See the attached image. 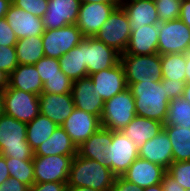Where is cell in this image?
Here are the masks:
<instances>
[{"label":"cell","instance_id":"obj_31","mask_svg":"<svg viewBox=\"0 0 190 191\" xmlns=\"http://www.w3.org/2000/svg\"><path fill=\"white\" fill-rule=\"evenodd\" d=\"M61 71L72 81L88 76L80 43L59 58Z\"/></svg>","mask_w":190,"mask_h":191},{"label":"cell","instance_id":"obj_29","mask_svg":"<svg viewBox=\"0 0 190 191\" xmlns=\"http://www.w3.org/2000/svg\"><path fill=\"white\" fill-rule=\"evenodd\" d=\"M14 47L18 64L34 65L45 56L41 36L19 39Z\"/></svg>","mask_w":190,"mask_h":191},{"label":"cell","instance_id":"obj_23","mask_svg":"<svg viewBox=\"0 0 190 191\" xmlns=\"http://www.w3.org/2000/svg\"><path fill=\"white\" fill-rule=\"evenodd\" d=\"M158 24L145 25L131 32L127 49L120 55H150L158 53Z\"/></svg>","mask_w":190,"mask_h":191},{"label":"cell","instance_id":"obj_36","mask_svg":"<svg viewBox=\"0 0 190 191\" xmlns=\"http://www.w3.org/2000/svg\"><path fill=\"white\" fill-rule=\"evenodd\" d=\"M159 22L175 20L180 17L181 0H154Z\"/></svg>","mask_w":190,"mask_h":191},{"label":"cell","instance_id":"obj_7","mask_svg":"<svg viewBox=\"0 0 190 191\" xmlns=\"http://www.w3.org/2000/svg\"><path fill=\"white\" fill-rule=\"evenodd\" d=\"M158 54L190 52V28L180 19L158 24Z\"/></svg>","mask_w":190,"mask_h":191},{"label":"cell","instance_id":"obj_46","mask_svg":"<svg viewBox=\"0 0 190 191\" xmlns=\"http://www.w3.org/2000/svg\"><path fill=\"white\" fill-rule=\"evenodd\" d=\"M161 186L163 191H185L177 181L166 171L162 177Z\"/></svg>","mask_w":190,"mask_h":191},{"label":"cell","instance_id":"obj_54","mask_svg":"<svg viewBox=\"0 0 190 191\" xmlns=\"http://www.w3.org/2000/svg\"><path fill=\"white\" fill-rule=\"evenodd\" d=\"M142 191H163V188L161 186V183H158L156 185H152L147 188H144L142 189Z\"/></svg>","mask_w":190,"mask_h":191},{"label":"cell","instance_id":"obj_22","mask_svg":"<svg viewBox=\"0 0 190 191\" xmlns=\"http://www.w3.org/2000/svg\"><path fill=\"white\" fill-rule=\"evenodd\" d=\"M119 5L128 17L131 32L145 25L160 23L154 0L120 1Z\"/></svg>","mask_w":190,"mask_h":191},{"label":"cell","instance_id":"obj_8","mask_svg":"<svg viewBox=\"0 0 190 191\" xmlns=\"http://www.w3.org/2000/svg\"><path fill=\"white\" fill-rule=\"evenodd\" d=\"M80 49H83L88 76L112 68L120 62V53L96 37H84Z\"/></svg>","mask_w":190,"mask_h":191},{"label":"cell","instance_id":"obj_53","mask_svg":"<svg viewBox=\"0 0 190 191\" xmlns=\"http://www.w3.org/2000/svg\"><path fill=\"white\" fill-rule=\"evenodd\" d=\"M182 97L190 103V83H185Z\"/></svg>","mask_w":190,"mask_h":191},{"label":"cell","instance_id":"obj_56","mask_svg":"<svg viewBox=\"0 0 190 191\" xmlns=\"http://www.w3.org/2000/svg\"><path fill=\"white\" fill-rule=\"evenodd\" d=\"M4 113V90L0 89V116Z\"/></svg>","mask_w":190,"mask_h":191},{"label":"cell","instance_id":"obj_37","mask_svg":"<svg viewBox=\"0 0 190 191\" xmlns=\"http://www.w3.org/2000/svg\"><path fill=\"white\" fill-rule=\"evenodd\" d=\"M184 189H190V160L173 162L166 170Z\"/></svg>","mask_w":190,"mask_h":191},{"label":"cell","instance_id":"obj_43","mask_svg":"<svg viewBox=\"0 0 190 191\" xmlns=\"http://www.w3.org/2000/svg\"><path fill=\"white\" fill-rule=\"evenodd\" d=\"M67 183H34L28 191H67Z\"/></svg>","mask_w":190,"mask_h":191},{"label":"cell","instance_id":"obj_55","mask_svg":"<svg viewBox=\"0 0 190 191\" xmlns=\"http://www.w3.org/2000/svg\"><path fill=\"white\" fill-rule=\"evenodd\" d=\"M67 191H98L87 187H67Z\"/></svg>","mask_w":190,"mask_h":191},{"label":"cell","instance_id":"obj_48","mask_svg":"<svg viewBox=\"0 0 190 191\" xmlns=\"http://www.w3.org/2000/svg\"><path fill=\"white\" fill-rule=\"evenodd\" d=\"M9 178L10 175L6 164V157L0 154V185Z\"/></svg>","mask_w":190,"mask_h":191},{"label":"cell","instance_id":"obj_51","mask_svg":"<svg viewBox=\"0 0 190 191\" xmlns=\"http://www.w3.org/2000/svg\"><path fill=\"white\" fill-rule=\"evenodd\" d=\"M80 3H105V4H119L120 0H80Z\"/></svg>","mask_w":190,"mask_h":191},{"label":"cell","instance_id":"obj_17","mask_svg":"<svg viewBox=\"0 0 190 191\" xmlns=\"http://www.w3.org/2000/svg\"><path fill=\"white\" fill-rule=\"evenodd\" d=\"M5 20L19 39L42 36L45 32L43 19L27 13L23 9L10 5Z\"/></svg>","mask_w":190,"mask_h":191},{"label":"cell","instance_id":"obj_20","mask_svg":"<svg viewBox=\"0 0 190 191\" xmlns=\"http://www.w3.org/2000/svg\"><path fill=\"white\" fill-rule=\"evenodd\" d=\"M139 158L158 164L166 170L174 162L172 145L164 129L138 149Z\"/></svg>","mask_w":190,"mask_h":191},{"label":"cell","instance_id":"obj_45","mask_svg":"<svg viewBox=\"0 0 190 191\" xmlns=\"http://www.w3.org/2000/svg\"><path fill=\"white\" fill-rule=\"evenodd\" d=\"M29 186L10 177L0 185V191H28Z\"/></svg>","mask_w":190,"mask_h":191},{"label":"cell","instance_id":"obj_38","mask_svg":"<svg viewBox=\"0 0 190 191\" xmlns=\"http://www.w3.org/2000/svg\"><path fill=\"white\" fill-rule=\"evenodd\" d=\"M73 81L67 76H54L43 84V92L64 94L71 93Z\"/></svg>","mask_w":190,"mask_h":191},{"label":"cell","instance_id":"obj_2","mask_svg":"<svg viewBox=\"0 0 190 191\" xmlns=\"http://www.w3.org/2000/svg\"><path fill=\"white\" fill-rule=\"evenodd\" d=\"M116 175L98 161L76 154L69 172L68 187H87L98 191H109Z\"/></svg>","mask_w":190,"mask_h":191},{"label":"cell","instance_id":"obj_5","mask_svg":"<svg viewBox=\"0 0 190 191\" xmlns=\"http://www.w3.org/2000/svg\"><path fill=\"white\" fill-rule=\"evenodd\" d=\"M120 62L125 70L126 83L131 84L153 80L161 82V55H120Z\"/></svg>","mask_w":190,"mask_h":191},{"label":"cell","instance_id":"obj_6","mask_svg":"<svg viewBox=\"0 0 190 191\" xmlns=\"http://www.w3.org/2000/svg\"><path fill=\"white\" fill-rule=\"evenodd\" d=\"M130 35V22L123 8L118 5L94 37L122 54L127 49Z\"/></svg>","mask_w":190,"mask_h":191},{"label":"cell","instance_id":"obj_3","mask_svg":"<svg viewBox=\"0 0 190 191\" xmlns=\"http://www.w3.org/2000/svg\"><path fill=\"white\" fill-rule=\"evenodd\" d=\"M27 123L3 113L0 116V154L4 157L32 160L34 151L26 140Z\"/></svg>","mask_w":190,"mask_h":191},{"label":"cell","instance_id":"obj_19","mask_svg":"<svg viewBox=\"0 0 190 191\" xmlns=\"http://www.w3.org/2000/svg\"><path fill=\"white\" fill-rule=\"evenodd\" d=\"M93 88L92 79L90 76H86L73 81L71 94L76 108L100 118L104 108V101Z\"/></svg>","mask_w":190,"mask_h":191},{"label":"cell","instance_id":"obj_47","mask_svg":"<svg viewBox=\"0 0 190 191\" xmlns=\"http://www.w3.org/2000/svg\"><path fill=\"white\" fill-rule=\"evenodd\" d=\"M179 18L190 28V0L181 1V11Z\"/></svg>","mask_w":190,"mask_h":191},{"label":"cell","instance_id":"obj_40","mask_svg":"<svg viewBox=\"0 0 190 191\" xmlns=\"http://www.w3.org/2000/svg\"><path fill=\"white\" fill-rule=\"evenodd\" d=\"M15 47L0 46V69L8 75L18 66Z\"/></svg>","mask_w":190,"mask_h":191},{"label":"cell","instance_id":"obj_10","mask_svg":"<svg viewBox=\"0 0 190 191\" xmlns=\"http://www.w3.org/2000/svg\"><path fill=\"white\" fill-rule=\"evenodd\" d=\"M106 151V167L116 176H122L139 157L134 142L121 131H112V141Z\"/></svg>","mask_w":190,"mask_h":191},{"label":"cell","instance_id":"obj_1","mask_svg":"<svg viewBox=\"0 0 190 191\" xmlns=\"http://www.w3.org/2000/svg\"><path fill=\"white\" fill-rule=\"evenodd\" d=\"M128 88L134 96L137 116L165 122L170 100L161 82L146 80Z\"/></svg>","mask_w":190,"mask_h":191},{"label":"cell","instance_id":"obj_9","mask_svg":"<svg viewBox=\"0 0 190 191\" xmlns=\"http://www.w3.org/2000/svg\"><path fill=\"white\" fill-rule=\"evenodd\" d=\"M74 156H33L35 183H67Z\"/></svg>","mask_w":190,"mask_h":191},{"label":"cell","instance_id":"obj_13","mask_svg":"<svg viewBox=\"0 0 190 191\" xmlns=\"http://www.w3.org/2000/svg\"><path fill=\"white\" fill-rule=\"evenodd\" d=\"M61 127L70 136L72 142L78 148L102 126L98 116L75 107L71 115L64 121Z\"/></svg>","mask_w":190,"mask_h":191},{"label":"cell","instance_id":"obj_25","mask_svg":"<svg viewBox=\"0 0 190 191\" xmlns=\"http://www.w3.org/2000/svg\"><path fill=\"white\" fill-rule=\"evenodd\" d=\"M163 127L164 123L158 120L139 117L136 115L121 132L131 139L139 149L147 140L158 135Z\"/></svg>","mask_w":190,"mask_h":191},{"label":"cell","instance_id":"obj_21","mask_svg":"<svg viewBox=\"0 0 190 191\" xmlns=\"http://www.w3.org/2000/svg\"><path fill=\"white\" fill-rule=\"evenodd\" d=\"M166 169L142 158H136L128 170L122 175L140 189L161 183Z\"/></svg>","mask_w":190,"mask_h":191},{"label":"cell","instance_id":"obj_32","mask_svg":"<svg viewBox=\"0 0 190 191\" xmlns=\"http://www.w3.org/2000/svg\"><path fill=\"white\" fill-rule=\"evenodd\" d=\"M187 53L161 55L162 79L186 81Z\"/></svg>","mask_w":190,"mask_h":191},{"label":"cell","instance_id":"obj_52","mask_svg":"<svg viewBox=\"0 0 190 191\" xmlns=\"http://www.w3.org/2000/svg\"><path fill=\"white\" fill-rule=\"evenodd\" d=\"M186 83H190V52L187 53L186 59Z\"/></svg>","mask_w":190,"mask_h":191},{"label":"cell","instance_id":"obj_12","mask_svg":"<svg viewBox=\"0 0 190 191\" xmlns=\"http://www.w3.org/2000/svg\"><path fill=\"white\" fill-rule=\"evenodd\" d=\"M44 54L47 57L59 59L76 47L84 38L76 24L45 30L41 36Z\"/></svg>","mask_w":190,"mask_h":191},{"label":"cell","instance_id":"obj_18","mask_svg":"<svg viewBox=\"0 0 190 191\" xmlns=\"http://www.w3.org/2000/svg\"><path fill=\"white\" fill-rule=\"evenodd\" d=\"M75 108L71 93L54 94L42 92L39 95L40 114L61 126Z\"/></svg>","mask_w":190,"mask_h":191},{"label":"cell","instance_id":"obj_26","mask_svg":"<svg viewBox=\"0 0 190 191\" xmlns=\"http://www.w3.org/2000/svg\"><path fill=\"white\" fill-rule=\"evenodd\" d=\"M111 141L112 131L101 127L77 148V154L106 166V150Z\"/></svg>","mask_w":190,"mask_h":191},{"label":"cell","instance_id":"obj_15","mask_svg":"<svg viewBox=\"0 0 190 191\" xmlns=\"http://www.w3.org/2000/svg\"><path fill=\"white\" fill-rule=\"evenodd\" d=\"M80 0H48V8L42 17L45 30L76 24Z\"/></svg>","mask_w":190,"mask_h":191},{"label":"cell","instance_id":"obj_11","mask_svg":"<svg viewBox=\"0 0 190 191\" xmlns=\"http://www.w3.org/2000/svg\"><path fill=\"white\" fill-rule=\"evenodd\" d=\"M4 113L29 123L40 114L39 95L7 87L4 90Z\"/></svg>","mask_w":190,"mask_h":191},{"label":"cell","instance_id":"obj_44","mask_svg":"<svg viewBox=\"0 0 190 191\" xmlns=\"http://www.w3.org/2000/svg\"><path fill=\"white\" fill-rule=\"evenodd\" d=\"M109 191H142V189L123 176H117Z\"/></svg>","mask_w":190,"mask_h":191},{"label":"cell","instance_id":"obj_49","mask_svg":"<svg viewBox=\"0 0 190 191\" xmlns=\"http://www.w3.org/2000/svg\"><path fill=\"white\" fill-rule=\"evenodd\" d=\"M11 4V0H0V19L5 17Z\"/></svg>","mask_w":190,"mask_h":191},{"label":"cell","instance_id":"obj_4","mask_svg":"<svg viewBox=\"0 0 190 191\" xmlns=\"http://www.w3.org/2000/svg\"><path fill=\"white\" fill-rule=\"evenodd\" d=\"M135 116L134 96L127 88L104 102L101 126L111 131H122Z\"/></svg>","mask_w":190,"mask_h":191},{"label":"cell","instance_id":"obj_39","mask_svg":"<svg viewBox=\"0 0 190 191\" xmlns=\"http://www.w3.org/2000/svg\"><path fill=\"white\" fill-rule=\"evenodd\" d=\"M12 5L37 17H43L48 8V0H11Z\"/></svg>","mask_w":190,"mask_h":191},{"label":"cell","instance_id":"obj_42","mask_svg":"<svg viewBox=\"0 0 190 191\" xmlns=\"http://www.w3.org/2000/svg\"><path fill=\"white\" fill-rule=\"evenodd\" d=\"M161 83L165 86L169 100L182 97L186 81H172L169 79H162Z\"/></svg>","mask_w":190,"mask_h":191},{"label":"cell","instance_id":"obj_16","mask_svg":"<svg viewBox=\"0 0 190 191\" xmlns=\"http://www.w3.org/2000/svg\"><path fill=\"white\" fill-rule=\"evenodd\" d=\"M94 85V91L98 92L104 102L128 88L125 70L121 62L116 66L89 75Z\"/></svg>","mask_w":190,"mask_h":191},{"label":"cell","instance_id":"obj_28","mask_svg":"<svg viewBox=\"0 0 190 191\" xmlns=\"http://www.w3.org/2000/svg\"><path fill=\"white\" fill-rule=\"evenodd\" d=\"M172 145L173 161L190 160V128L176 125H164Z\"/></svg>","mask_w":190,"mask_h":191},{"label":"cell","instance_id":"obj_24","mask_svg":"<svg viewBox=\"0 0 190 191\" xmlns=\"http://www.w3.org/2000/svg\"><path fill=\"white\" fill-rule=\"evenodd\" d=\"M8 86L28 93L40 95L43 82L34 65L19 64L8 77Z\"/></svg>","mask_w":190,"mask_h":191},{"label":"cell","instance_id":"obj_33","mask_svg":"<svg viewBox=\"0 0 190 191\" xmlns=\"http://www.w3.org/2000/svg\"><path fill=\"white\" fill-rule=\"evenodd\" d=\"M164 125L190 128V103L183 97L170 100Z\"/></svg>","mask_w":190,"mask_h":191},{"label":"cell","instance_id":"obj_30","mask_svg":"<svg viewBox=\"0 0 190 191\" xmlns=\"http://www.w3.org/2000/svg\"><path fill=\"white\" fill-rule=\"evenodd\" d=\"M48 117L39 114L31 122L27 123L26 140L34 151L41 143L46 141L57 128Z\"/></svg>","mask_w":190,"mask_h":191},{"label":"cell","instance_id":"obj_57","mask_svg":"<svg viewBox=\"0 0 190 191\" xmlns=\"http://www.w3.org/2000/svg\"><path fill=\"white\" fill-rule=\"evenodd\" d=\"M120 1H140V0H120Z\"/></svg>","mask_w":190,"mask_h":191},{"label":"cell","instance_id":"obj_50","mask_svg":"<svg viewBox=\"0 0 190 191\" xmlns=\"http://www.w3.org/2000/svg\"><path fill=\"white\" fill-rule=\"evenodd\" d=\"M9 75L0 69V89L5 90L8 87Z\"/></svg>","mask_w":190,"mask_h":191},{"label":"cell","instance_id":"obj_34","mask_svg":"<svg viewBox=\"0 0 190 191\" xmlns=\"http://www.w3.org/2000/svg\"><path fill=\"white\" fill-rule=\"evenodd\" d=\"M6 164L10 177L17 179L29 187L35 183L33 160L6 157Z\"/></svg>","mask_w":190,"mask_h":191},{"label":"cell","instance_id":"obj_14","mask_svg":"<svg viewBox=\"0 0 190 191\" xmlns=\"http://www.w3.org/2000/svg\"><path fill=\"white\" fill-rule=\"evenodd\" d=\"M119 4H80L77 27L84 37H94Z\"/></svg>","mask_w":190,"mask_h":191},{"label":"cell","instance_id":"obj_35","mask_svg":"<svg viewBox=\"0 0 190 191\" xmlns=\"http://www.w3.org/2000/svg\"><path fill=\"white\" fill-rule=\"evenodd\" d=\"M43 84L54 76H66L60 68L59 59L44 56L34 64Z\"/></svg>","mask_w":190,"mask_h":191},{"label":"cell","instance_id":"obj_41","mask_svg":"<svg viewBox=\"0 0 190 191\" xmlns=\"http://www.w3.org/2000/svg\"><path fill=\"white\" fill-rule=\"evenodd\" d=\"M18 38L8 25L5 18L0 19V46L14 47Z\"/></svg>","mask_w":190,"mask_h":191},{"label":"cell","instance_id":"obj_27","mask_svg":"<svg viewBox=\"0 0 190 191\" xmlns=\"http://www.w3.org/2000/svg\"><path fill=\"white\" fill-rule=\"evenodd\" d=\"M76 154V145L61 126H57L52 135L34 150V156Z\"/></svg>","mask_w":190,"mask_h":191}]
</instances>
